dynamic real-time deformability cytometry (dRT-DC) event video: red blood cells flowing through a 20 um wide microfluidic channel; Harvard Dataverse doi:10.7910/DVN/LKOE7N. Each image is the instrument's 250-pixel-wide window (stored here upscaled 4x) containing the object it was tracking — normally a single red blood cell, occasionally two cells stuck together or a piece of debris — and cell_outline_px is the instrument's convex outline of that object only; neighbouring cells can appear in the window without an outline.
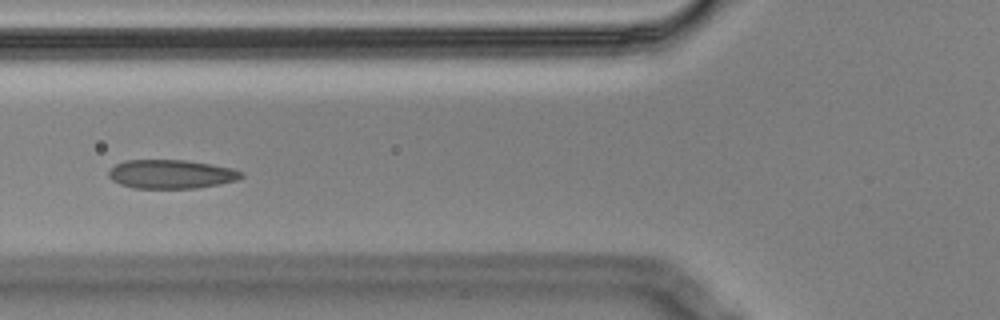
{"species": "Egyptian fruit bat (a non-hibernating species)", "species_latin": "Rousettus aegyptiacus", "temperature_condition": "cold", "stored_images_in_passage": 15, "camera_frame_rate_fps": 3000, "um_per_image_px": 0.085, "animal": {"sex": "male"}, "frame": {"image": 1, "passage_image": 5, "time_ms": 1.333, "image_size_px": [1000, 320], "cell_outline_px": [[244, 176], [236, 180], [220, 184], [196, 188], [132, 188], [120, 184], [112, 180], [108, 176], [108, 172], [116, 164], [124, 160], [184, 160], [212, 164], [232, 168], [244, 172]], "centroid_in_image_um": [14.56, 14.8], "position_along_channel_um": 111.2, "area_um2": 22.37}}
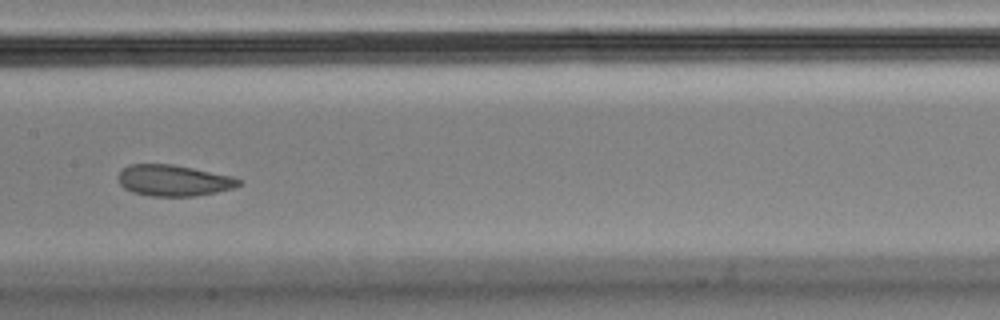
{"frame": {"image": 2, "passage_image": 7, "time_ms": 2.0, "image_size_px": [1000, 320], "cell_outline_px": [[244, 180], [240, 184], [232, 188], [216, 192], [196, 196], [152, 196], [132, 192], [124, 188], [120, 184], [120, 172], [128, 164], [172, 164], [232, 176]], "centroid_in_image_um": [14.78, 15.34], "position_along_channel_um": 192.6, "area_um2": 21.73}}
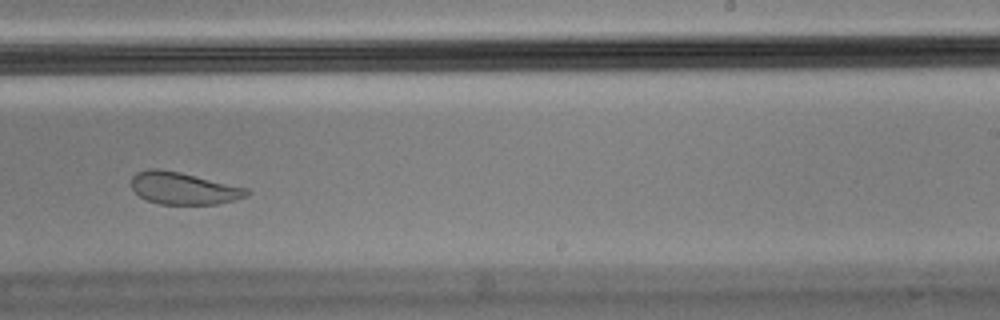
{"frame": {"image": 3, "passage_image": 9, "time_ms": 2.667, "image_size_px": [1000, 320], "cell_outline_px": [[248, 196], [216, 204], [160, 204], [148, 200], [140, 196], [132, 188], [132, 176], [136, 172], [148, 168], [160, 168], [180, 172], [248, 188]], "centroid_in_image_um": [15.57, 15.99], "position_along_channel_um": 273.4, "area_um2": 21.5}}